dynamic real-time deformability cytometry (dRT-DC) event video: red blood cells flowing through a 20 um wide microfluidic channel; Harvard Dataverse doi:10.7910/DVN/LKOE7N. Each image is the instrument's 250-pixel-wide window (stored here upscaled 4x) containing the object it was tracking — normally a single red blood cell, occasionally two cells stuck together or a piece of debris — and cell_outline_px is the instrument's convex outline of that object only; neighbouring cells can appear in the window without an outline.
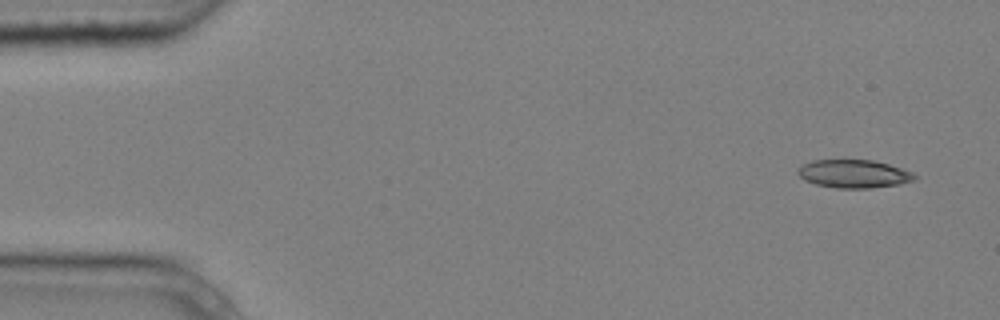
{"species": "common noctule bat (a hibernating species)", "species_latin": "Nyctalus noctula", "temperature_condition": "cold", "stored_images_in_passage": 5, "segment_of_instrument_passage": [2, 2], "camera_frame_rate_fps": 3000, "um_per_image_px": 0.085, "animal": {"sex": "male", "body_mass_g": 20.4}, "frame": {"image": 1, "passage_image": 5, "time_ms": 1.333, "image_size_px": [1000, 320], "cell_outline_px": [[916, 180], [900, 184], [872, 188], [836, 188], [816, 184], [804, 180], [796, 172], [804, 164], [812, 160], [872, 160], [888, 164], [912, 172], [916, 176]], "centroid_in_image_um": [72.59, 14.78], "position_along_channel_um": 12.4, "area_um2": 19.07}}